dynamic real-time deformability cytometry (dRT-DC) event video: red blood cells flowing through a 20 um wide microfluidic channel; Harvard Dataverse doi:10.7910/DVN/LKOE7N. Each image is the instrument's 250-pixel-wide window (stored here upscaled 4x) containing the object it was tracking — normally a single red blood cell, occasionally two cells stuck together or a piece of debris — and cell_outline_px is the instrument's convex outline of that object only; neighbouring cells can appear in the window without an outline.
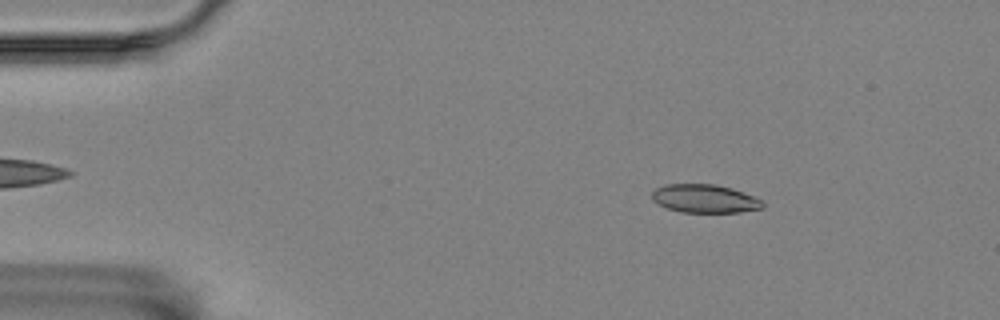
{"species": "Egyptian fruit bat (a non-hibernating species)", "species_latin": "Rousettus aegyptiacus", "temperature_condition": "room temperature", "stored_images_in_passage": 15, "camera_frame_rate_fps": 3000, "um_per_image_px": 0.085, "animal": {"sex": "female"}, "frame": {"image": 1, "passage_image": 8, "time_ms": 2.333, "image_size_px": [1000, 320], "cell_outline_px": [[764, 208], [740, 212], [680, 212], [668, 208], [652, 200], [652, 192], [656, 188], [664, 184], [716, 184], [732, 188], [744, 192], [760, 200], [764, 204]], "centroid_in_image_um": [59.9, 16.88], "position_along_channel_um": 25.1, "area_um2": 18.26}}